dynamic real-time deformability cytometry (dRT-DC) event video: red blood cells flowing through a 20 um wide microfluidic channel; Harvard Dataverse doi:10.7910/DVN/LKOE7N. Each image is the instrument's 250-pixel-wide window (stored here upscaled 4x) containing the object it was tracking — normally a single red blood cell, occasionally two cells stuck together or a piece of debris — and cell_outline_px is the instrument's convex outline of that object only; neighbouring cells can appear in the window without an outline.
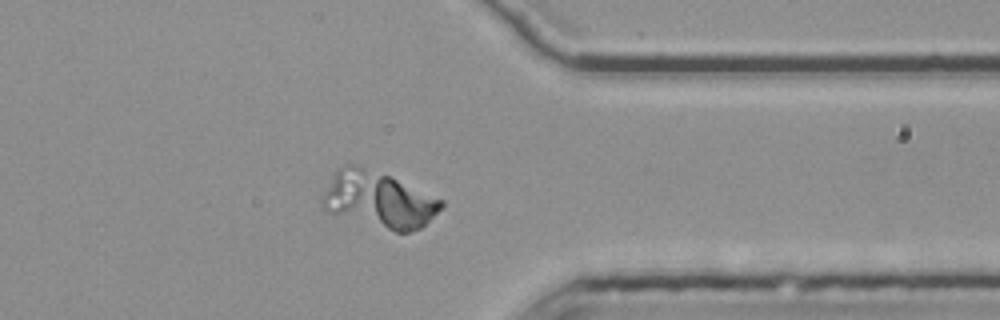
{"species": "common noctule bat (a hibernating species)", "species_latin": "Nyctalus noctula", "temperature_condition": "room temperature", "stored_images_in_passage": 53, "segment_of_instrument_passage": [3, 3], "camera_frame_rate_fps": 3000, "um_per_image_px": 0.085, "animal": {"sex": "female", "body_mass_g": 25.1}, "frame": {"image": 1, "passage_image": 43, "time_ms": 14.0, "image_size_px": [1000, 320], "cell_outline_px": [[444, 204], [420, 228], [412, 232], [396, 232], [328, 212], [320, 204], [320, 200], [324, 192], [336, 172], [340, 168], [348, 164], [356, 164], [388, 176], [444, 200]], "centroid_in_image_um": [32.17, 16.99], "position_along_channel_um": 379.2, "area_um2": 37.86}}
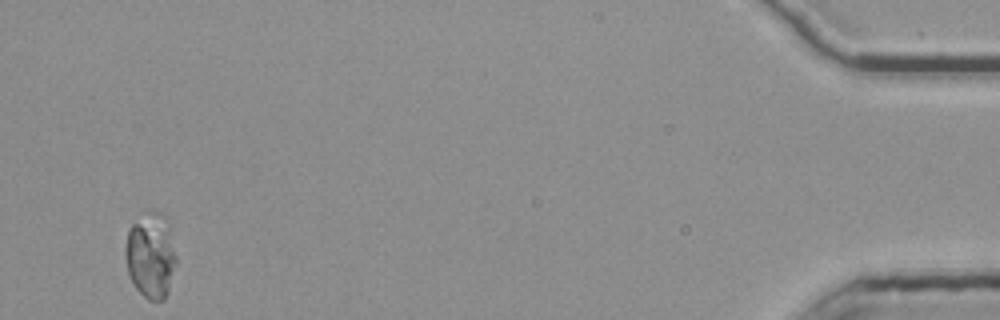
{"frame": {"image": 2, "passage_image": 53, "time_ms": 17.333, "image_size_px": [1000, 320], "cell_outline_px": [[176, 264], [168, 292], [164, 300], [148, 300], [136, 288], [128, 272], [124, 256], [124, 248], [128, 228], [132, 224], [148, 212], [160, 212], [164, 216], [168, 228], [176, 256]], "centroid_in_image_um": [12.79, 21.75], "position_along_channel_um": 422.4, "area_um2": 25.03}}